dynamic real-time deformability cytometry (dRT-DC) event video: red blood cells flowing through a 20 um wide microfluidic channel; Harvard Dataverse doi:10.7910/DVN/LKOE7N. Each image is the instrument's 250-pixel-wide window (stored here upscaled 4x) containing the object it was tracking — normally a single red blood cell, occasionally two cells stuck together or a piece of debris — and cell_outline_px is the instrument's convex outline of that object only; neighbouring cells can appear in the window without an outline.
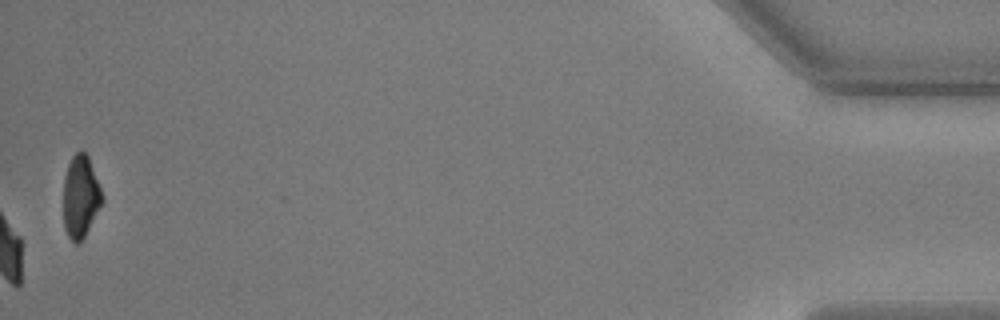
{"species": "common noctule bat (a hibernating species)", "species_latin": "Nyctalus noctula", "temperature_condition": "warm", "stored_images_in_passage": 46, "camera_frame_rate_fps": 3000, "um_per_image_px": 0.085, "animal": {"sex": "male", "body_mass_g": 17.9, "forearm_length_mm": 54.2}, "frame": {"image": 1, "passage_image": 46, "time_ms": 15.0, "image_size_px": [1000, 320], "cell_outline_px": [[104, 200], [84, 236], [76, 244], [68, 236], [64, 228], [64, 176], [68, 164], [72, 156], [80, 148], [88, 156], [104, 196]], "centroid_in_image_um": [6.85, 16.67], "position_along_channel_um": 428.3, "area_um2": 18.5}, "authors_computed_cell_mechanics": {"area_um2": 22.3108, "velocity_mm_per_s": 3.6729, "shape_relaxation_time_tau1_ms": 2.857, "shape_relaxation_time_tau2_ms": 2.5024, "deformation_change_tau1": 0.1222, "deformation_change_tau2": 0.0534}}